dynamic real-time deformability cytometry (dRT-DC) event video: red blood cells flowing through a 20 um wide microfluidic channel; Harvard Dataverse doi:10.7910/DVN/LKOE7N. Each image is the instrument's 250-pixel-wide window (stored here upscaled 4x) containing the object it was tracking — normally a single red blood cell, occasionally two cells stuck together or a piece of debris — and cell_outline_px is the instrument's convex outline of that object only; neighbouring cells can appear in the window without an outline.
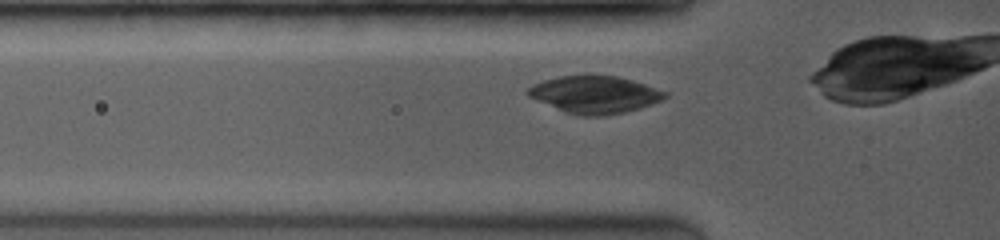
{"species": "common noctule bat (a hibernating species)", "species_latin": "Nyctalus noctula", "temperature_condition": "room temperature", "stored_images_in_passage": 2, "camera_frame_rate_fps": 3500, "um_per_image_px": 0.085, "animal": {"sex": "female", "body_mass_g": 19.0, "forearm_length_mm": 53.3}, "frame": {"image": 1, "passage_image": 2, "time_ms": 0.286, "image_size_px": [1000, 240], "cell_outline_px": [[668, 96], [652, 104], [640, 108], [624, 112], [604, 116], [576, 116], [564, 112], [536, 100], [528, 96], [524, 92], [528, 88], [544, 80], [560, 76], [588, 72], [616, 76], [632, 80], [668, 92]], "centroid_in_image_um": [50.53, 8.01], "position_along_channel_um": 75.3, "area_um2": 30.46}}